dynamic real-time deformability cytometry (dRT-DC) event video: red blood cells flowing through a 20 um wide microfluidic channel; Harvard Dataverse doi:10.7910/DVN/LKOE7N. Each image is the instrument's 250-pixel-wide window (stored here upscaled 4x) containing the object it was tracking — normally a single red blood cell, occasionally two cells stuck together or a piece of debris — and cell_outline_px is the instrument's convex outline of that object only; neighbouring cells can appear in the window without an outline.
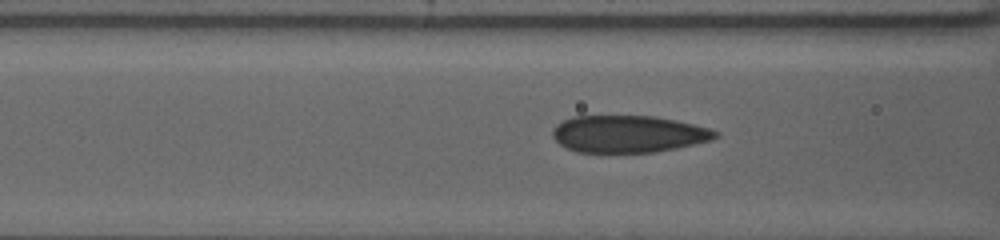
{"species": "human", "species_latin": "Homo sapiens", "temperature_condition": "warm", "stored_images_in_passage": 42, "camera_frame_rate_fps": 3000, "um_per_image_px": 0.085, "donor": {"sex": "female"}, "frame": {"image": 1, "passage_image": 6, "time_ms": 1.667, "image_size_px": [1000, 240], "cell_outline_px": [[720, 136], [712, 140], [676, 148], [652, 152], [576, 152], [560, 144], [552, 136], [552, 132], [556, 124], [572, 116], [652, 116], [676, 120], [708, 128], [720, 132]], "centroid_in_image_um": [53.42, 11.38], "position_along_channel_um": 113.2, "area_um2": 35.08}}
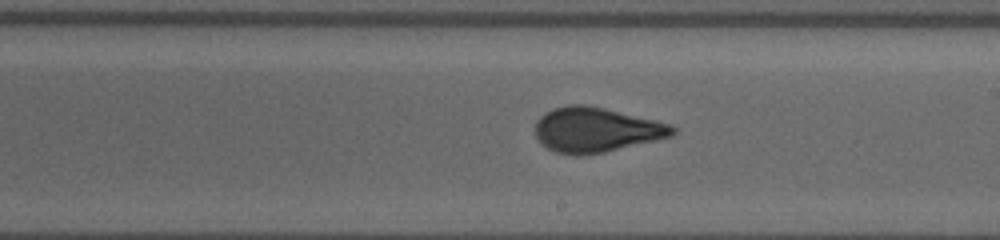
{"frame": {"image": 2, "passage_image": 20, "time_ms": 6.333, "image_size_px": [1000, 240], "cell_outline_px": [[676, 132], [672, 136], [656, 140], [604, 152], [580, 156], [576, 156], [556, 152], [540, 144], [536, 136], [536, 120], [540, 116], [552, 108], [568, 104], [584, 104], [604, 108], [672, 124], [676, 128]], "centroid_in_image_um": [50.65, 11.03], "position_along_channel_um": 238.4, "area_um2": 35.95}}
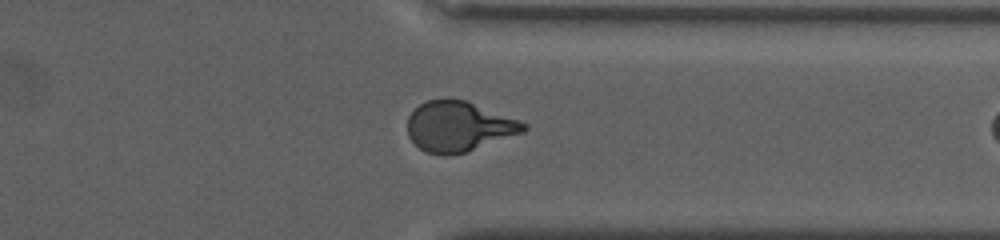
{"frame": {"image": 3, "passage_image": 35, "time_ms": 11.333, "image_size_px": [1000, 240], "cell_outline_px": [[528, 128], [524, 132], [468, 152], [448, 156], [440, 156], [424, 152], [408, 136], [408, 116], [420, 104], [428, 100], [448, 96], [468, 100], [520, 120], [528, 124]], "centroid_in_image_um": [39.01, 10.74], "position_along_channel_um": 372.4, "area_um2": 34.8}, "authors_computed_cell_mechanics": {"area_um2": 35.2869, "velocity_mm_per_s": 2.6903, "shape_relaxation_time_tau1_ms": 7.7921, "shape_relaxation_time_tau2_ms": null, "deformation_change_tau1": 0.2059, "deformation_change_tau2": null}}